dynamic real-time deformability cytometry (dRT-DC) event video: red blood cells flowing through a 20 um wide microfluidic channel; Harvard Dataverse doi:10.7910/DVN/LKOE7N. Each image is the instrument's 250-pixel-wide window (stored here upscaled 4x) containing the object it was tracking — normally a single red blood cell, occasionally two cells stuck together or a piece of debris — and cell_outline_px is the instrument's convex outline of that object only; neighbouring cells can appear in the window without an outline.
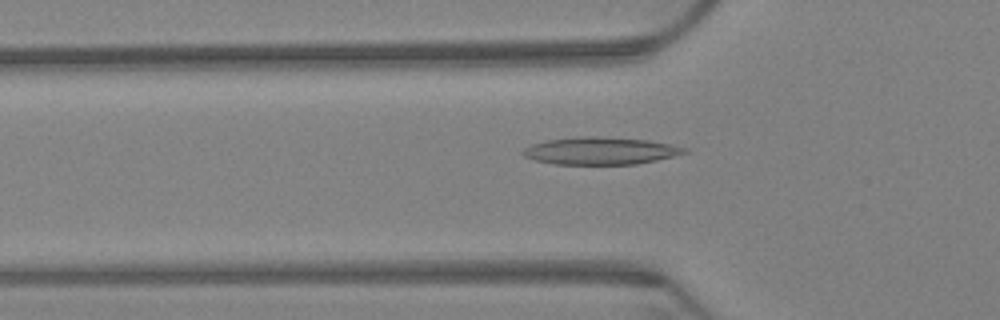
{"species": "Egyptian fruit bat (a non-hibernating species)", "species_latin": "Rousettus aegyptiacus", "temperature_condition": "warm", "stored_images_in_passage": 63, "camera_frame_rate_fps": 3000, "um_per_image_px": 0.085, "animal": {"sex": "female"}, "frame": {"image": 1, "passage_image": 21, "time_ms": 6.667, "image_size_px": [1000, 320], "cell_outline_px": [[688, 152], [656, 160], [636, 164], [556, 164], [536, 160], [524, 156], [520, 152], [524, 148], [532, 144], [548, 140], [580, 136], [596, 136], [648, 140], [688, 148]], "centroid_in_image_um": [51.02, 12.82], "position_along_channel_um": 74.8, "area_um2": 25.55}}
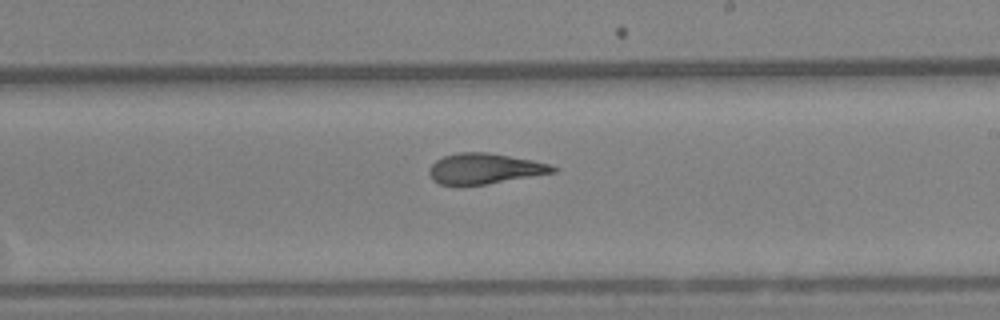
{"frame": {"image": 2, "passage_image": 37, "time_ms": 12.0, "image_size_px": [1000, 320], "cell_outline_px": [[560, 168], [556, 172], [488, 184], [440, 184], [432, 180], [428, 172], [428, 168], [436, 160], [444, 156], [460, 152], [488, 152], [532, 160], [552, 164]], "centroid_in_image_um": [41.23, 14.32], "position_along_channel_um": 247.8, "area_um2": 22.02}}
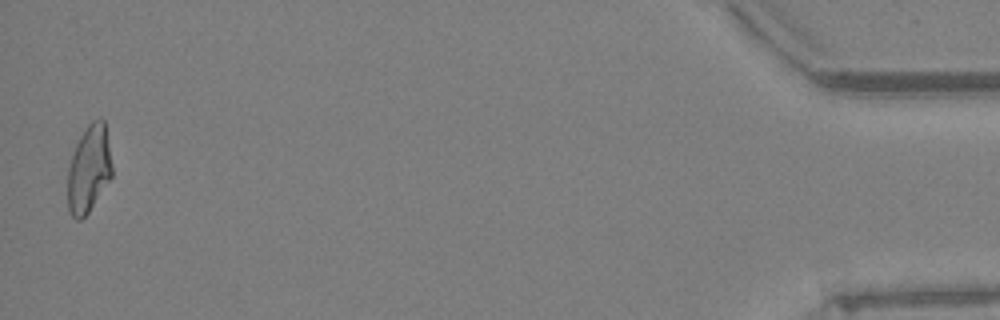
{"frame": {"image": 3, "passage_image": 62, "time_ms": 20.333, "image_size_px": [1000, 320], "cell_outline_px": [[112, 176], [88, 212], [80, 220], [76, 220], [68, 212], [68, 168], [72, 152], [80, 136], [88, 124], [92, 120], [100, 116], [104, 120], [112, 164]], "centroid_in_image_um": [7.55, 14.34], "position_along_channel_um": 427.7, "area_um2": 22.54}, "authors_computed_cell_mechanics": {"area_um2": 22.831, "velocity_mm_per_s": 3.2543, "shape_relaxation_time_tau1_ms": null, "shape_relaxation_time_tau2_ms": 2.9283, "deformation_change_tau1": null, "deformation_change_tau2": 0.1201}}